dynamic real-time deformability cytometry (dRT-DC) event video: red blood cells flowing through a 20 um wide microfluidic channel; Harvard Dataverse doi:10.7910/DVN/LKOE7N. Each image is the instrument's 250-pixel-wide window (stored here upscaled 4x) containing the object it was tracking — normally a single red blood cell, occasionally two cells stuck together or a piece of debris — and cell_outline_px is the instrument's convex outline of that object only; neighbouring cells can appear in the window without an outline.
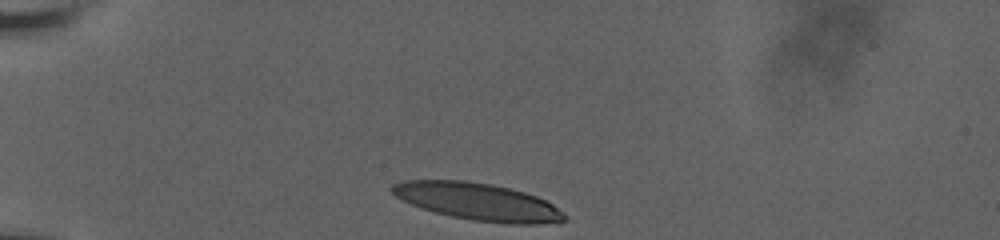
{"species": "human", "species_latin": "Homo sapiens", "temperature_condition": "room temperature", "stored_images_in_passage": 34, "camera_frame_rate_fps": 3000, "um_per_image_px": 0.085, "donor": {"sex": "male"}, "frame": {"image": 1, "passage_image": 1, "time_ms": 0.0, "image_size_px": [1000, 240], "cell_outline_px": [[568, 220], [540, 224], [508, 224], [472, 220], [452, 216], [436, 212], [412, 204], [396, 196], [388, 188], [392, 184], [404, 180], [464, 180], [492, 184], [524, 192], [536, 196], [552, 204], [568, 216]], "centroid_in_image_um": [40.63, 17.14], "position_along_channel_um": 44.4, "area_um2": 37.28}}
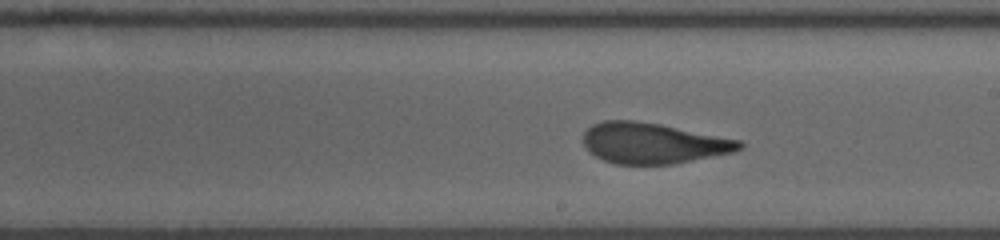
{"frame": {"image": 2, "passage_image": 20, "time_ms": 6.333, "image_size_px": [1000, 240], "cell_outline_px": [[744, 148], [732, 152], [672, 164], [616, 164], [604, 160], [588, 152], [584, 144], [584, 132], [592, 124], [604, 120], [632, 120], [660, 124], [740, 140], [744, 144]], "centroid_in_image_um": [55.49, 12.16], "position_along_channel_um": 233.5, "area_um2": 36.88}}
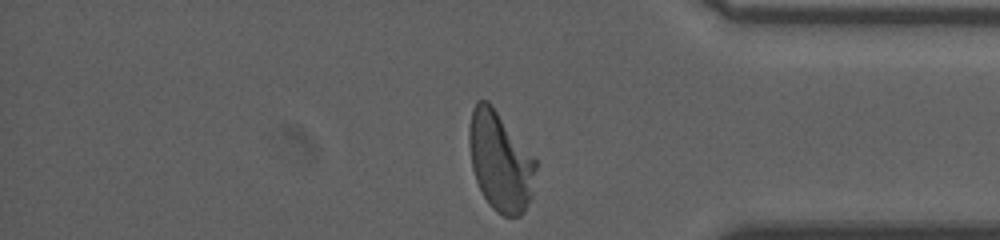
{"frame": {"image": 3, "passage_image": 34, "time_ms": 11.0, "image_size_px": [1000, 240], "cell_outline_px": [[536, 168], [532, 196], [524, 212], [520, 216], [504, 216], [496, 212], [488, 204], [476, 180], [472, 168], [468, 144], [468, 128], [472, 108], [476, 100], [488, 100], [492, 104], [536, 160]], "centroid_in_image_um": [42.5, 13.7], "position_along_channel_um": 392.7, "area_um2": 38.78}, "authors_computed_cell_mechanics": {"area_um2": 37.9457, "velocity_mm_per_s": 3.6903, "shape_relaxation_time_tau1_ms": 5.7698, "shape_relaxation_time_tau2_ms": 0.898, "deformation_change_tau1": 0.2404, "deformation_change_tau2": 0.0873}}